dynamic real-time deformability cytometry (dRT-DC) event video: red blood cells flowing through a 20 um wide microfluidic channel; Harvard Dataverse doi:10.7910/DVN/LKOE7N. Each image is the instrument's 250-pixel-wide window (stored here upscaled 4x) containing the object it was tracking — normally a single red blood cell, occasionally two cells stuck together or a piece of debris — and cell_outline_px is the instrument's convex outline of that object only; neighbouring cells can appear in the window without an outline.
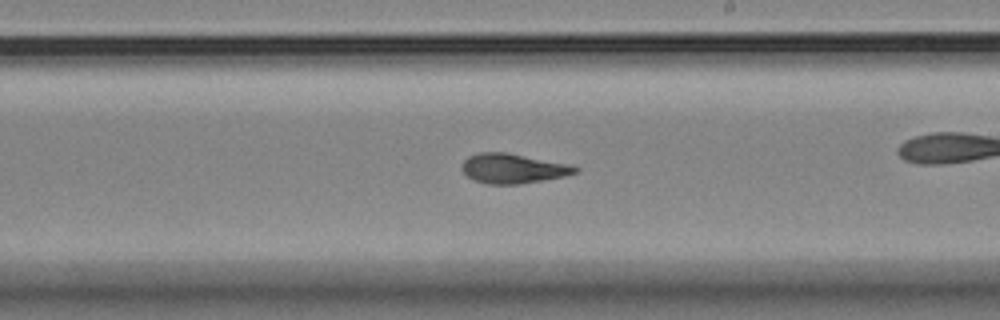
{"species": "Egyptian fruit bat (a non-hibernating species)", "species_latin": "Rousettus aegyptiacus", "temperature_condition": "room temperature", "stored_images_in_passage": 57, "camera_frame_rate_fps": 3000, "um_per_image_px": 0.085, "animal": {"sex": "female"}, "frame": {"image": 1, "passage_image": 33, "time_ms": 10.667, "image_size_px": [1000, 320], "cell_outline_px": [[580, 168], [576, 172], [564, 176], [544, 180], [520, 184], [484, 184], [472, 180], [460, 168], [464, 160], [468, 156], [480, 152], [508, 152], [568, 164]], "centroid_in_image_um": [43.56, 14.32], "position_along_channel_um": 245.4, "area_um2": 19.71}, "authors_computed_cell_mechanics": {"area_um2": 19.4208, "velocity_mm_per_s": 3.5428, "shape_relaxation_time_tau1_ms": 6.2421, "shape_relaxation_time_tau2_ms": 2.6312, "deformation_change_tau1": 0.1809, "deformation_change_tau2": 0.0906}}